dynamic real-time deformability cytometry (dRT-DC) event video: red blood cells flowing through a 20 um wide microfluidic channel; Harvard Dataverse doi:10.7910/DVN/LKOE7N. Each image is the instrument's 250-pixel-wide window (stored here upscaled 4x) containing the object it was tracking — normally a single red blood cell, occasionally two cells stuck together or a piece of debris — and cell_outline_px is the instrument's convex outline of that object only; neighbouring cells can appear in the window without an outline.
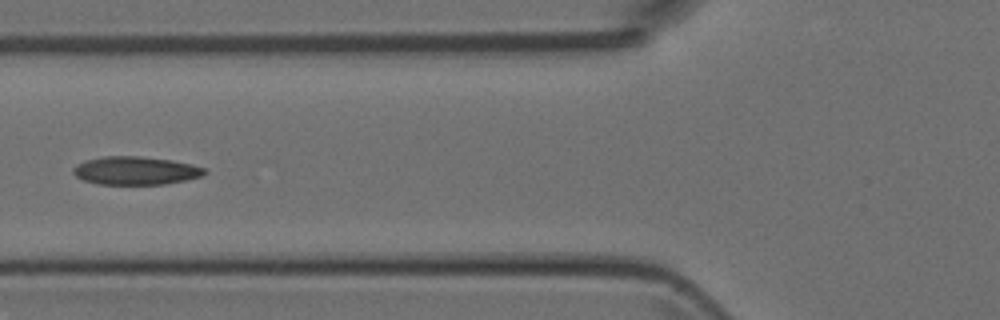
{"species": "Egyptian fruit bat (a non-hibernating species)", "species_latin": "Rousettus aegyptiacus", "temperature_condition": "room temperature", "stored_images_in_passage": 3, "camera_frame_rate_fps": 3000, "um_per_image_px": 0.085, "animal": {"sex": "female"}, "frame": {"image": 1, "passage_image": 3, "time_ms": 2.333, "image_size_px": [1000, 320], "cell_outline_px": [[208, 172], [204, 176], [164, 184], [96, 184], [84, 180], [76, 176], [72, 172], [72, 168], [76, 164], [84, 160], [104, 156], [140, 156], [172, 160], [192, 164], [204, 168]], "centroid_in_image_um": [11.51, 14.5], "position_along_channel_um": 114.3, "area_um2": 21.73}}